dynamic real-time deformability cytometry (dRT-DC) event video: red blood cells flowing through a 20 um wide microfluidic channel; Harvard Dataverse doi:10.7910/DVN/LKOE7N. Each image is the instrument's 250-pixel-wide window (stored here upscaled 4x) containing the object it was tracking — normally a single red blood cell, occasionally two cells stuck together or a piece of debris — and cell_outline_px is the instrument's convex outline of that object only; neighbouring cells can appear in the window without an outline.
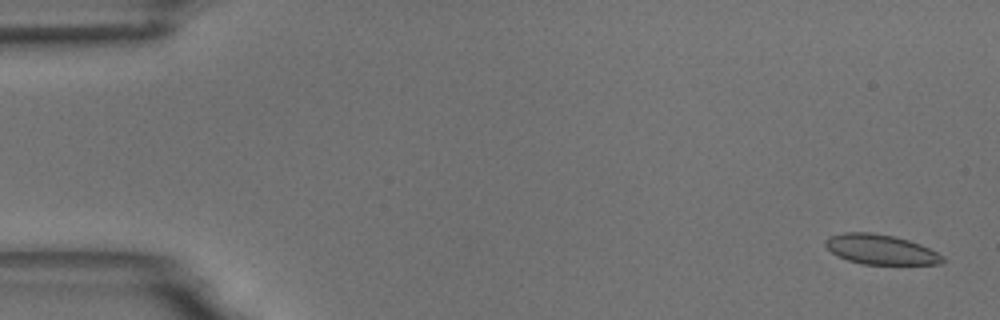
{"species": "common noctule bat (a hibernating species)", "species_latin": "Nyctalus noctula", "temperature_condition": "room temperature", "stored_images_in_passage": 56, "camera_frame_rate_fps": 3000, "um_per_image_px": 0.085, "animal": {"sex": "male", "body_mass_g": 18.8}, "frame": {"image": 1, "passage_image": 2, "time_ms": 0.333, "image_size_px": [1000, 320], "cell_outline_px": [[944, 260], [940, 264], [860, 264], [836, 256], [824, 244], [824, 240], [828, 236], [844, 232], [872, 232], [892, 236], [908, 240], [920, 244], [944, 256]], "centroid_in_image_um": [74.81, 21.2], "position_along_channel_um": 10.2, "area_um2": 20.4}}
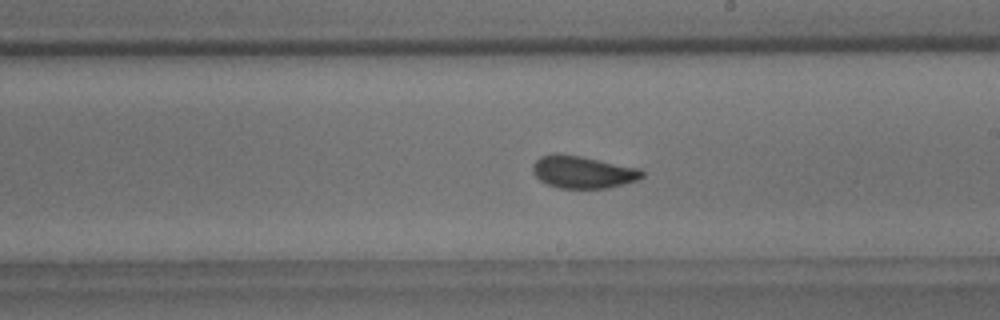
{"frame": {"image": 2, "passage_image": 32, "time_ms": 10.333, "image_size_px": [1000, 320], "cell_outline_px": [[644, 176], [636, 180], [624, 184], [608, 188], [560, 188], [548, 184], [540, 180], [532, 172], [532, 164], [540, 156], [552, 152], [560, 152], [640, 168], [644, 172]], "centroid_in_image_um": [49.51, 14.6], "position_along_channel_um": 239.5, "area_um2": 20.81}}
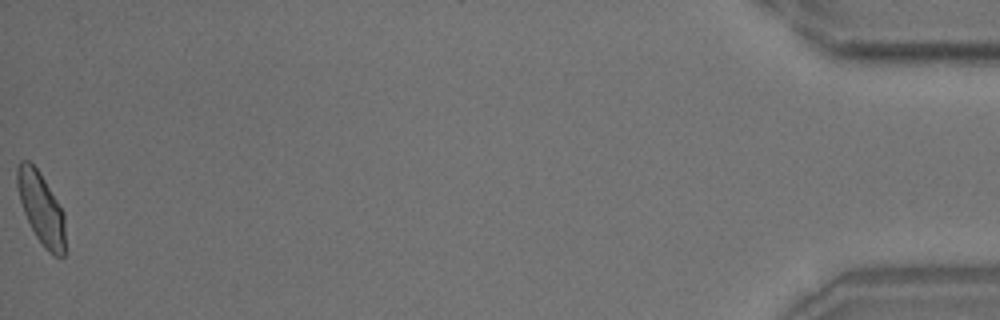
{"frame": {"image": 3, "passage_image": 56, "time_ms": 18.333, "image_size_px": [1000, 320], "cell_outline_px": [[64, 256], [60, 260], [52, 256], [44, 248], [36, 236], [24, 212], [16, 188], [16, 168], [20, 160], [28, 160], [40, 172], [64, 212]], "centroid_in_image_um": [3.49, 17.72], "position_along_channel_um": 431.7, "area_um2": 20.23}, "authors_computed_cell_mechanics": {"area_um2": 20.6635, "velocity_mm_per_s": 3.6319, "shape_relaxation_time_tau1_ms": 6.3385, "shape_relaxation_time_tau2_ms": 1.0443, "deformation_change_tau1": 0.1265, "deformation_change_tau2": 0.0561}}